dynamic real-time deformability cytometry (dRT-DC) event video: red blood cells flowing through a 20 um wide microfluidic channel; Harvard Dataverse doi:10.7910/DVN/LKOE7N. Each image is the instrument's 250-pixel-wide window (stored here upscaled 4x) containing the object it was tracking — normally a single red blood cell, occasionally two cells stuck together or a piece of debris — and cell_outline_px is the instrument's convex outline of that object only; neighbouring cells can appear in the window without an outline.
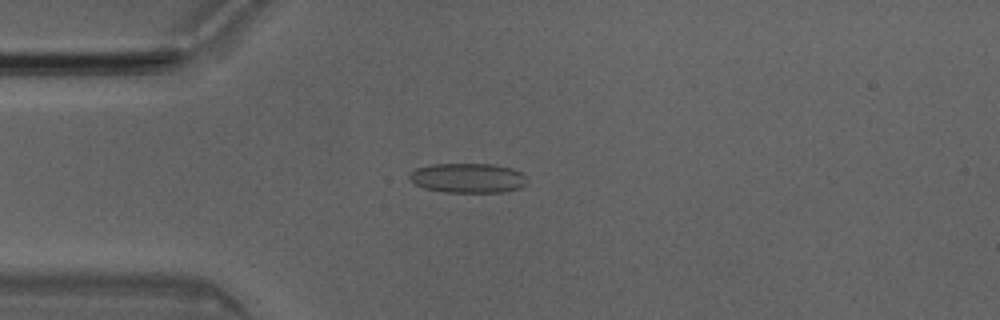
{"species": "Egyptian fruit bat (a non-hibernating species)", "species_latin": "Rousettus aegyptiacus", "temperature_condition": "room temperature", "stored_images_in_passage": 50, "camera_frame_rate_fps": 3000, "um_per_image_px": 0.085, "animal": {"sex": "male"}, "frame": {"image": 1, "passage_image": 13, "time_ms": 4.0, "image_size_px": [1000, 320], "cell_outline_px": [[524, 184], [520, 188], [504, 192], [444, 192], [424, 188], [416, 184], [408, 176], [408, 172], [416, 168], [432, 164], [492, 164], [512, 168], [520, 172], [524, 176]], "centroid_in_image_um": [39.72, 15.13], "position_along_channel_um": 45.3, "area_um2": 20.23}}
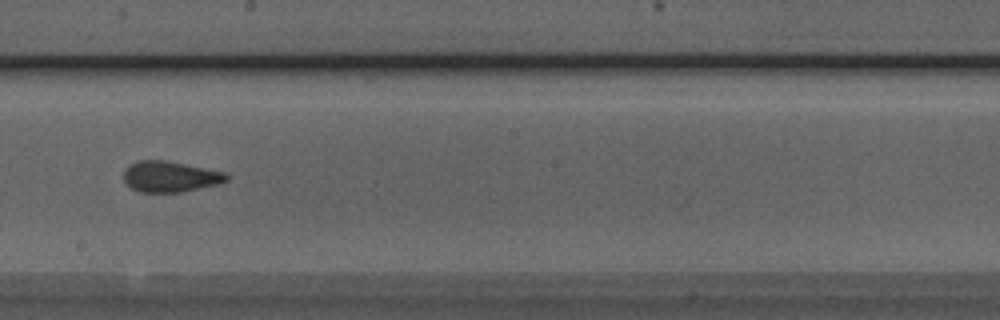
{"frame": {"image": 2, "passage_image": 28, "time_ms": 9.0, "image_size_px": [1000, 320], "cell_outline_px": [[228, 180], [216, 184], [180, 192], [140, 192], [132, 188], [124, 180], [124, 172], [136, 160], [164, 160], [224, 172], [228, 176]], "centroid_in_image_um": [14.44, 15.01], "position_along_channel_um": 233.8, "area_um2": 18.03}}
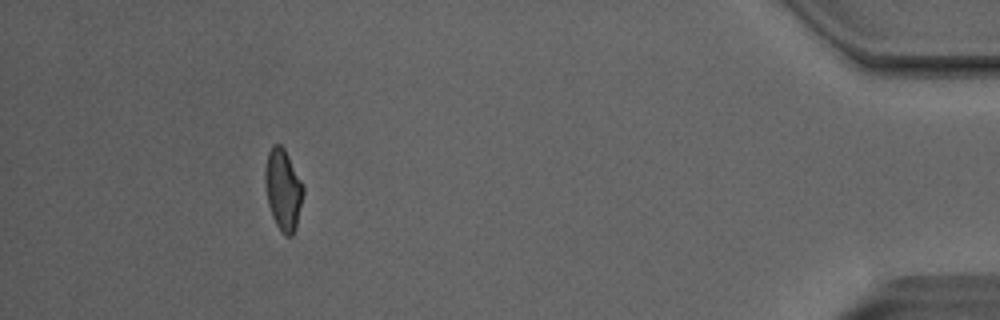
{"frame": {"image": 3, "passage_image": 46, "time_ms": 15.0, "image_size_px": [1000, 320], "cell_outline_px": [[304, 192], [296, 228], [292, 236], [284, 236], [276, 224], [272, 216], [268, 204], [264, 180], [264, 168], [268, 152], [272, 144], [280, 144], [284, 148], [304, 184]], "centroid_in_image_um": [24.06, 16.11], "position_along_channel_um": 411.1, "area_um2": 18.32}, "authors_computed_cell_mechanics": {"area_um2": 18.9873, "velocity_mm_per_s": 4.0672, "shape_relaxation_time_tau1_ms": null, "shape_relaxation_time_tau2_ms": 1.6962, "deformation_change_tau1": null, "deformation_change_tau2": 0.1022}}